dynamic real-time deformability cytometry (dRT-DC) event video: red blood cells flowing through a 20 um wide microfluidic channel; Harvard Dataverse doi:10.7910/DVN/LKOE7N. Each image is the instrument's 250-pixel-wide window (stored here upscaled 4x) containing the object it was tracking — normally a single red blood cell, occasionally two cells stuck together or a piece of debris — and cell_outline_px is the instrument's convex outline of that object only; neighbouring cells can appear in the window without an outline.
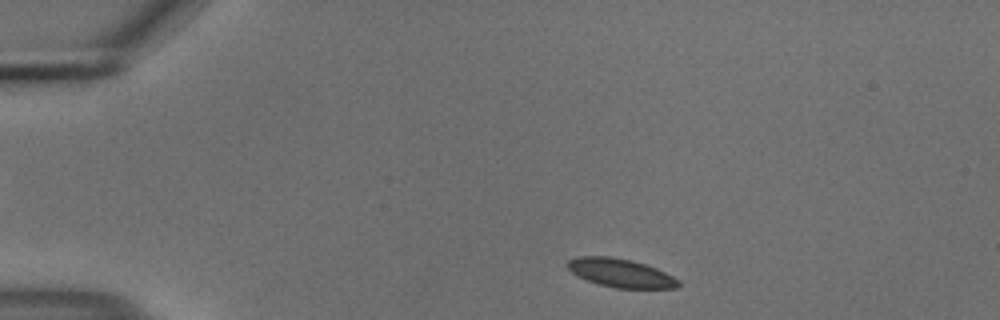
{"species": "common noctule bat (a hibernating species)", "species_latin": "Nyctalus noctula", "temperature_condition": "cold", "stored_images_in_passage": 47, "camera_frame_rate_fps": 3000, "um_per_image_px": 0.085, "animal": {"sex": "male", "body_mass_g": 18.8}, "frame": {"image": 1, "passage_image": 3, "time_ms": 0.667, "image_size_px": [1000, 320], "cell_outline_px": [[680, 284], [676, 288], [616, 288], [600, 284], [588, 280], [572, 272], [564, 264], [568, 260], [580, 256], [608, 256], [632, 260], [656, 268], [680, 280]], "centroid_in_image_um": [52.75, 23.19], "position_along_channel_um": 32.2, "area_um2": 18.26}}
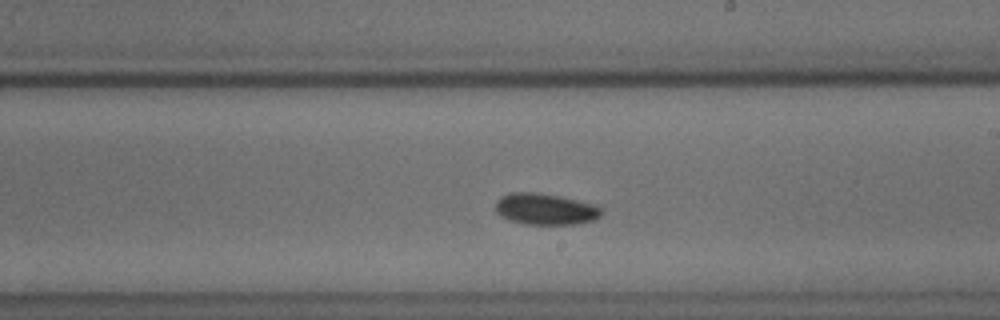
{"frame": {"image": 2, "passage_image": 25, "time_ms": 8.0, "image_size_px": [1000, 320], "cell_outline_px": [[604, 212], [600, 216], [592, 220], [576, 224], [524, 224], [508, 220], [500, 216], [496, 212], [496, 200], [500, 196], [508, 192], [540, 192], [600, 204]], "centroid_in_image_um": [46.38, 17.75], "position_along_channel_um": 242.6, "area_um2": 19.88}}
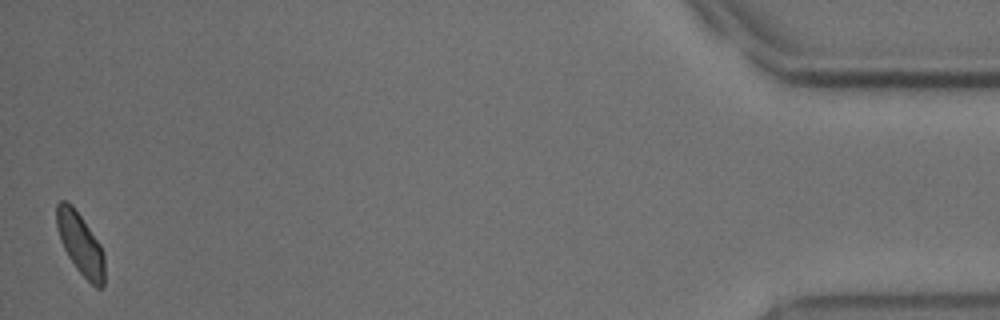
{"frame": {"image": 3, "passage_image": 47, "time_ms": 15.333, "image_size_px": [1000, 320], "cell_outline_px": [[104, 284], [100, 288], [96, 288], [76, 268], [68, 256], [60, 240], [56, 224], [56, 204], [60, 200], [64, 200], [72, 204], [100, 244], [104, 252]], "centroid_in_image_um": [6.82, 20.71], "position_along_channel_um": 428.4, "area_um2": 17.17}, "authors_computed_cell_mechanics": {"area_um2": 18.3804, "velocity_mm_per_s": 3.666, "shape_relaxation_time_tau1_ms": 11.1931, "shape_relaxation_time_tau2_ms": 3.2156, "deformation_change_tau1": 0.1637, "deformation_change_tau2": 0.0597}}